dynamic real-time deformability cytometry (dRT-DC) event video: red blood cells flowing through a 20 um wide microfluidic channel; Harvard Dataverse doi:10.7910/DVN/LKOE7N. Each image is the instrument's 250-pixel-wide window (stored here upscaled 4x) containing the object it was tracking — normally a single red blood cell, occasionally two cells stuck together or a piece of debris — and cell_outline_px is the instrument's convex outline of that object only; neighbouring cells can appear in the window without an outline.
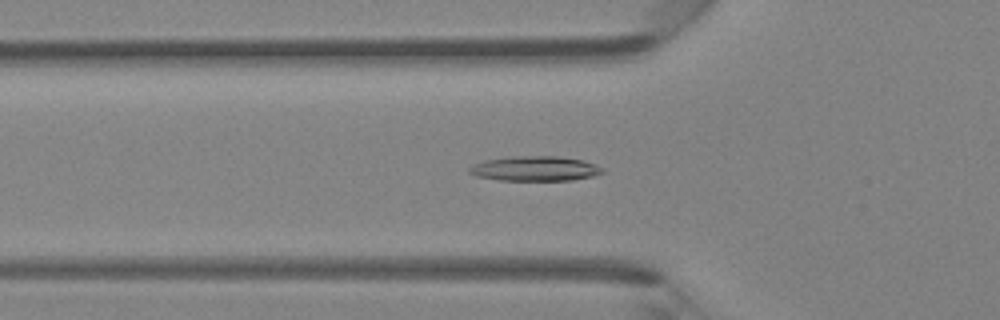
{"species": "Egyptian fruit bat (a non-hibernating species)", "species_latin": "Rousettus aegyptiacus", "temperature_condition": "room temperature", "stored_images_in_passage": 46, "camera_frame_rate_fps": 3000, "um_per_image_px": 0.085, "animal": {"sex": "female"}, "frame": {"image": 1, "passage_image": 16, "time_ms": 5.0, "image_size_px": [1000, 320], "cell_outline_px": [[604, 172], [592, 176], [572, 180], [500, 180], [476, 176], [468, 172], [468, 168], [472, 164], [484, 160], [512, 156], [556, 156], [584, 160], [596, 164], [604, 168]], "centroid_in_image_um": [45.47, 14.32], "position_along_channel_um": 80.3, "area_um2": 19.36}}
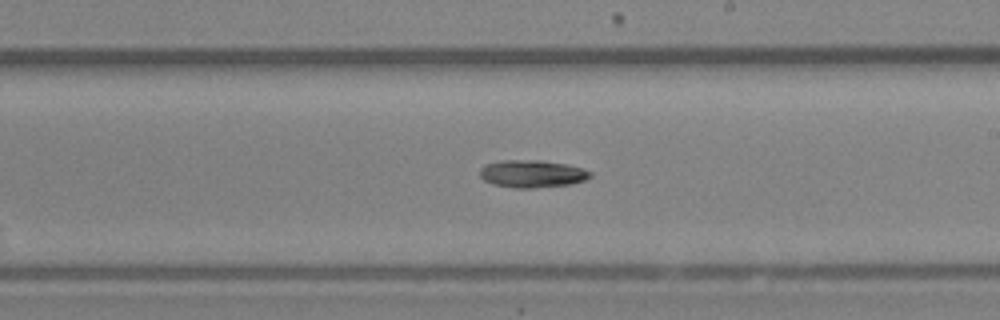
{"frame": {"image": 2, "passage_image": 27, "time_ms": 8.667, "image_size_px": [1000, 320], "cell_outline_px": [[592, 176], [584, 180], [572, 184], [532, 188], [516, 188], [492, 184], [484, 180], [480, 176], [480, 168], [484, 164], [500, 160], [540, 160], [568, 164], [584, 168], [592, 172]], "centroid_in_image_um": [45.24, 14.76], "position_along_channel_um": 243.8, "area_um2": 17.92}}
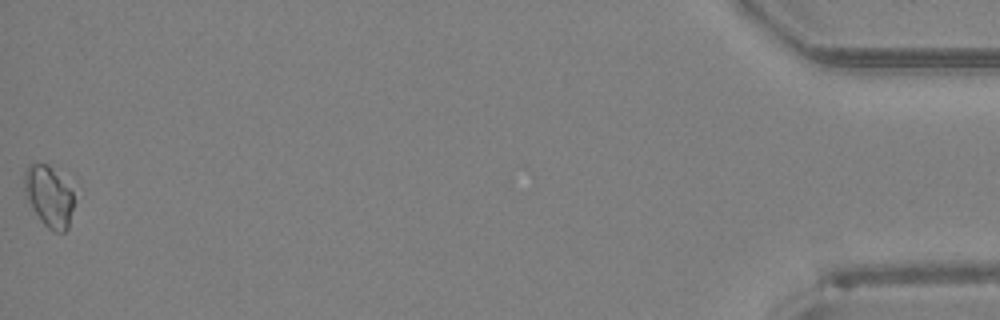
{"frame": {"image": 3, "passage_image": 46, "time_ms": 15.0, "image_size_px": [1000, 320], "cell_outline_px": [[72, 208], [68, 228], [64, 232], [56, 232], [48, 228], [40, 220], [32, 208], [24, 192], [24, 172], [28, 164], [48, 164], [72, 192]], "centroid_in_image_um": [4.11, 16.71], "position_along_channel_um": 431.1, "area_um2": 17.11}}